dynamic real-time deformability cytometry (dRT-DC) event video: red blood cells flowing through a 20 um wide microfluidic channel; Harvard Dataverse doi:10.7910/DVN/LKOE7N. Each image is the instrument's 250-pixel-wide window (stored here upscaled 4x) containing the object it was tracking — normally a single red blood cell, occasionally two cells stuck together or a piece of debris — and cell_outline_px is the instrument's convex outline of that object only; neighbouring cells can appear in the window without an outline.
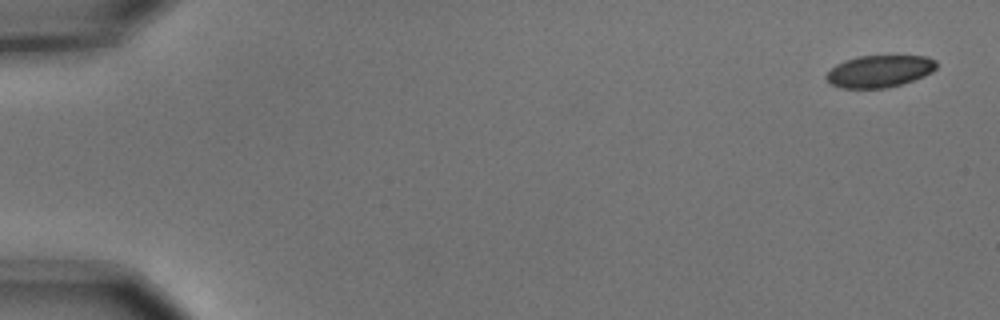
{"species": "common noctule bat (a hibernating species)", "species_latin": "Nyctalus noctula", "temperature_condition": "cold", "stored_images_in_passage": 5, "camera_frame_rate_fps": 3000, "um_per_image_px": 0.085, "animal": {"sex": "male", "body_mass_g": 15.6}, "frame": {"image": 1, "passage_image": 1, "time_ms": 0.0, "image_size_px": [1000, 320], "cell_outline_px": [[936, 68], [932, 72], [924, 76], [888, 88], [840, 88], [832, 84], [824, 76], [836, 64], [844, 60], [856, 56], [928, 56], [936, 60]], "centroid_in_image_um": [74.75, 6.05], "position_along_channel_um": 10.3, "area_um2": 20.58}}
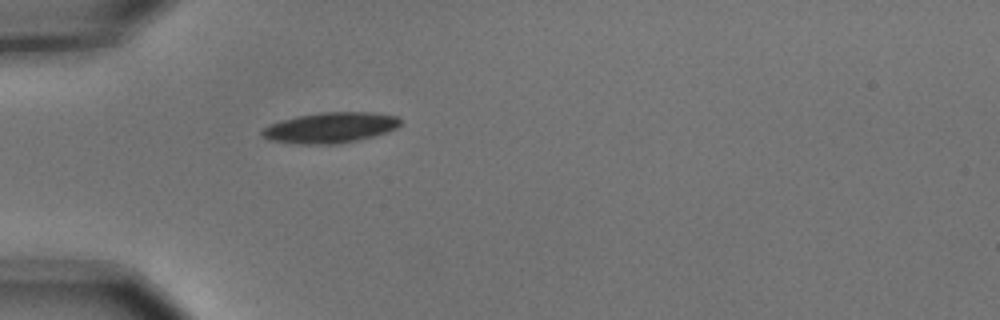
{"frame": {"image": 2, "passage_image": 5, "time_ms": 1.333, "image_size_px": [1000, 320], "cell_outline_px": [[400, 124], [396, 128], [372, 136], [340, 144], [300, 144], [272, 140], [264, 136], [260, 132], [268, 124], [296, 116], [320, 112], [372, 112], [396, 116], [400, 120]], "centroid_in_image_um": [28.05, 10.84], "position_along_channel_um": 56.9, "area_um2": 24.39}}